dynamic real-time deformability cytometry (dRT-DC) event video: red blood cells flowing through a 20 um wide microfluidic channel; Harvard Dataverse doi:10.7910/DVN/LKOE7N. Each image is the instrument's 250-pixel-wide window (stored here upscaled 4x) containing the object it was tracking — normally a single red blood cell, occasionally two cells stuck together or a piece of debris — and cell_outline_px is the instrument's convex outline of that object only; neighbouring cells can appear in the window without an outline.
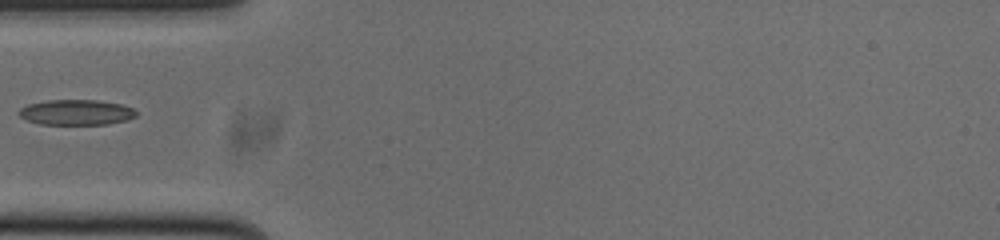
{"species": "common noctule bat (a hibernating species)", "species_latin": "Nyctalus noctula", "temperature_condition": "cold", "stored_images_in_passage": 36, "camera_frame_rate_fps": 3000, "um_per_image_px": 0.085, "animal": {"sex": "male", "body_mass_g": 20.0, "forearm_length_mm": 53.3}, "frame": {"image": 1, "passage_image": 1, "time_ms": 0.0, "image_size_px": [1000, 240], "cell_outline_px": [[136, 116], [128, 120], [108, 124], [40, 124], [28, 120], [20, 116], [20, 108], [28, 104], [48, 100], [96, 100], [120, 104], [132, 108], [136, 112]], "centroid_in_image_um": [6.5, 9.55], "position_along_channel_um": 78.5, "area_um2": 17.17}}